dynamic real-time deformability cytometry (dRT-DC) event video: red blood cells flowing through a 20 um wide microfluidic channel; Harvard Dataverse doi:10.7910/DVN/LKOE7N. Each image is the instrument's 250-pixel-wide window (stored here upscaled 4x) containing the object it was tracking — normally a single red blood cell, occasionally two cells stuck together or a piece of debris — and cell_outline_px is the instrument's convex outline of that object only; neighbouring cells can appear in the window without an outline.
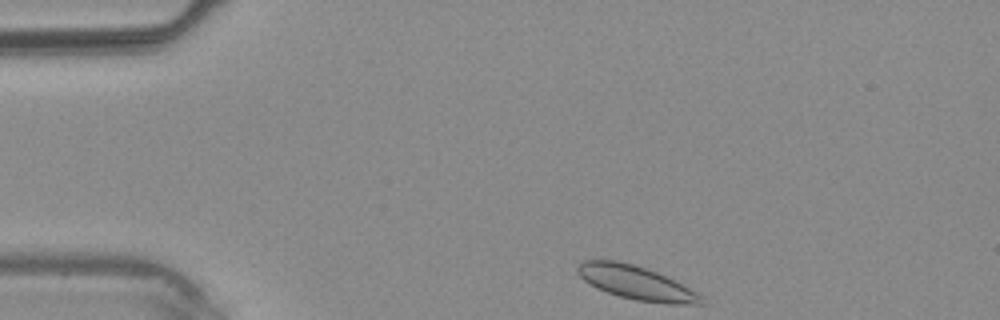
{"species": "common noctule bat (a hibernating species)", "species_latin": "Nyctalus noctula", "temperature_condition": "warm", "stored_images_in_passage": 2, "camera_frame_rate_fps": 3000, "um_per_image_px": 0.085, "animal": {"sex": "male", "body_mass_g": 20.4}, "frame": {"image": 1, "passage_image": 1, "time_ms": 0.0, "image_size_px": [1000, 320], "cell_outline_px": [[704, 304], [668, 304], [636, 300], [620, 296], [596, 288], [584, 280], [576, 272], [576, 264], [584, 260], [616, 260], [632, 264], [656, 272], [696, 292], [700, 296]], "centroid_in_image_um": [53.99, 24.02], "position_along_channel_um": 31.0, "area_um2": 23.87}}